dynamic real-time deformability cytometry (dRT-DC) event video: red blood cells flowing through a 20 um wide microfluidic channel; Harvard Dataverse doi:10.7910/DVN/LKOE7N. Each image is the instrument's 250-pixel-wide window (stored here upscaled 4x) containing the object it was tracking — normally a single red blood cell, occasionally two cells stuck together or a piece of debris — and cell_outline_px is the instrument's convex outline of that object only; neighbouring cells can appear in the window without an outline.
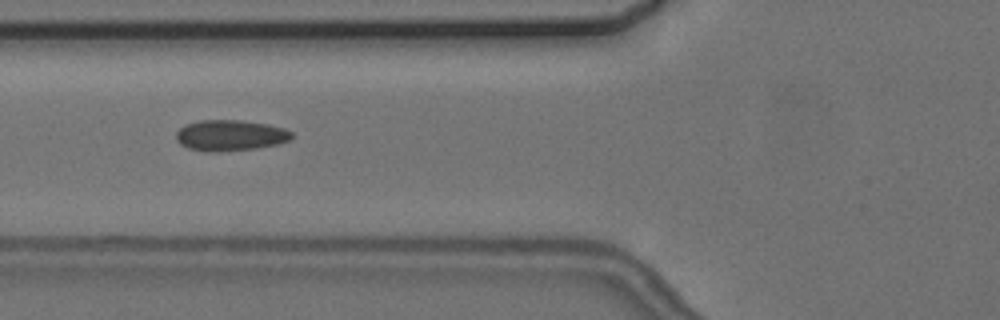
{"species": "common noctule bat (a hibernating species)", "species_latin": "Nyctalus noctula", "temperature_condition": "cold", "stored_images_in_passage": 5, "camera_frame_rate_fps": 3000, "um_per_image_px": 0.085, "animal": {"sex": "female", "body_mass_g": 24.6, "forearm_length_mm": 56.2}, "frame": {"image": 1, "passage_image": 2, "time_ms": 1.0, "image_size_px": [1000, 320], "cell_outline_px": [[292, 136], [288, 140], [280, 144], [256, 148], [216, 152], [204, 152], [188, 148], [180, 144], [176, 140], [176, 132], [184, 124], [200, 120], [240, 120], [268, 124], [284, 128], [292, 132]], "centroid_in_image_um": [19.54, 11.51], "position_along_channel_um": 106.3, "area_um2": 20.98}}
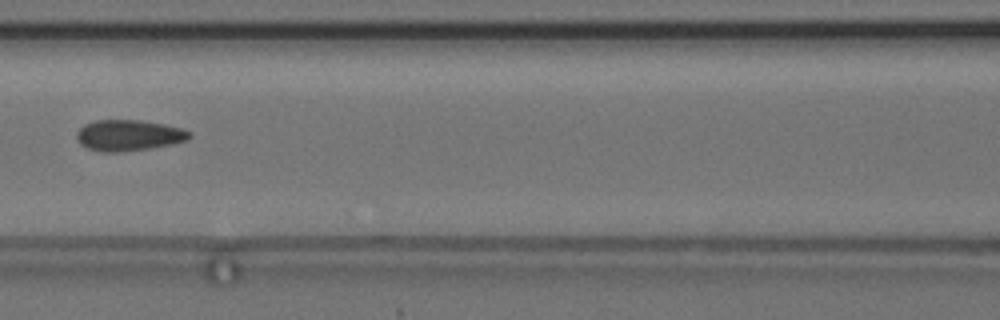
{"frame": {"image": 2, "passage_image": 3, "time_ms": 2.333, "image_size_px": [1000, 320], "cell_outline_px": [[192, 136], [188, 140], [172, 144], [152, 148], [116, 152], [100, 152], [88, 148], [80, 144], [76, 140], [76, 132], [84, 124], [96, 120], [140, 120], [164, 124], [184, 128], [192, 132]], "centroid_in_image_um": [10.96, 11.5], "position_along_channel_um": 155.6, "area_um2": 20.63}}